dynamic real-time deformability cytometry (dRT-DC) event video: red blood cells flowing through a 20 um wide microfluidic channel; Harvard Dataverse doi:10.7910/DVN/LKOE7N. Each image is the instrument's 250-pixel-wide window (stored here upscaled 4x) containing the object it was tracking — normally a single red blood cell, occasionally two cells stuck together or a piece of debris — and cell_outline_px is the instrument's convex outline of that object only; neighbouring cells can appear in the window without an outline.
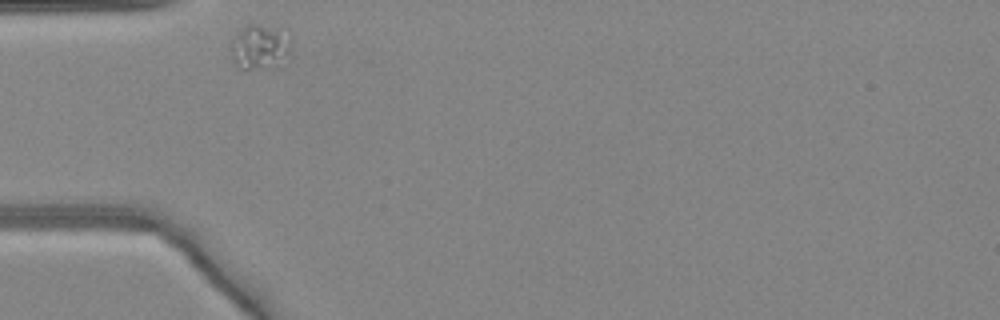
{"species": "common noctule bat (a hibernating species)", "species_latin": "Nyctalus noctula", "temperature_condition": "warm", "stored_images_in_passage": 27, "camera_frame_rate_fps": 3000, "um_per_image_px": 0.085, "animal": {"sex": "female", "body_mass_g": 24.6, "forearm_length_mm": 56.2}, "frame": {"image": 1, "passage_image": 1, "time_ms": 0.0, "image_size_px": [1000, 320], "cell_outline_px": [[292, 56], [276, 68], [240, 68], [232, 60], [232, 48], [236, 36], [248, 24], [260, 24], [276, 28], [292, 36]], "centroid_in_image_um": [22.23, 4.02], "position_along_channel_um": 62.8, "area_um2": 15.95}}
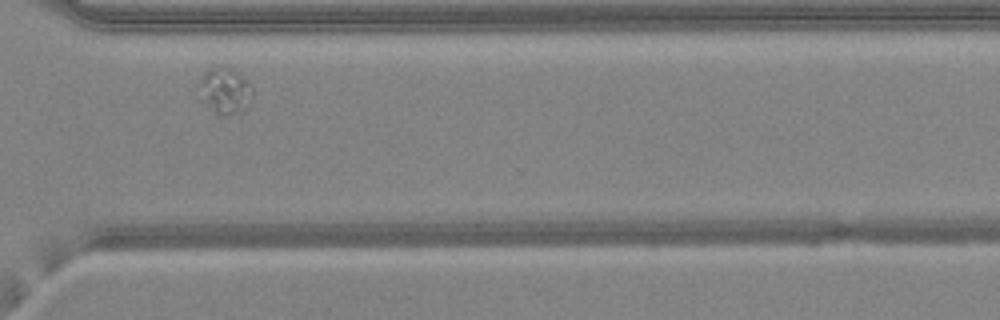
{"frame": {"image": 2, "passage_image": 23, "time_ms": 7.333, "image_size_px": [1000, 320], "cell_outline_px": [[252, 96], [248, 108], [244, 112], [216, 112], [204, 100], [196, 84], [204, 72], [208, 68], [232, 68], [248, 80], [252, 88]], "centroid_in_image_um": [19.15, 7.66], "position_along_channel_um": 351.4, "area_um2": 13.99}}
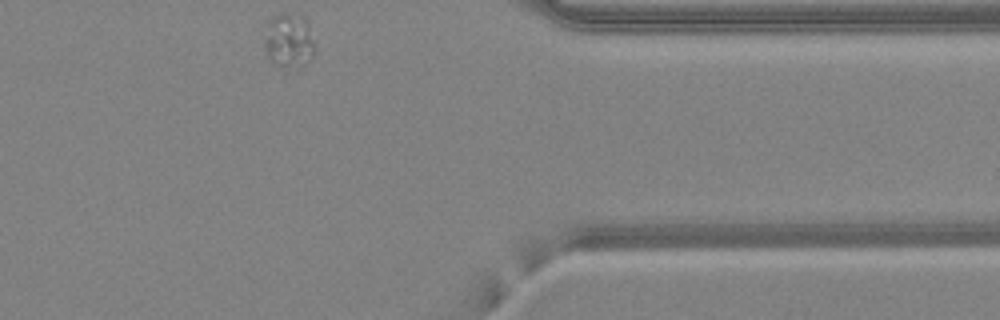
{"frame": {"image": 3, "passage_image": 27, "time_ms": 8.667, "image_size_px": [1000, 320], "cell_outline_px": [[312, 56], [300, 68], [296, 68], [276, 64], [268, 60], [264, 52], [264, 40], [268, 20], [272, 16], [280, 12], [288, 12], [300, 16], [308, 24], [312, 40]], "centroid_in_image_um": [24.47, 3.43], "position_along_channel_um": 386.9, "area_um2": 15.9}}